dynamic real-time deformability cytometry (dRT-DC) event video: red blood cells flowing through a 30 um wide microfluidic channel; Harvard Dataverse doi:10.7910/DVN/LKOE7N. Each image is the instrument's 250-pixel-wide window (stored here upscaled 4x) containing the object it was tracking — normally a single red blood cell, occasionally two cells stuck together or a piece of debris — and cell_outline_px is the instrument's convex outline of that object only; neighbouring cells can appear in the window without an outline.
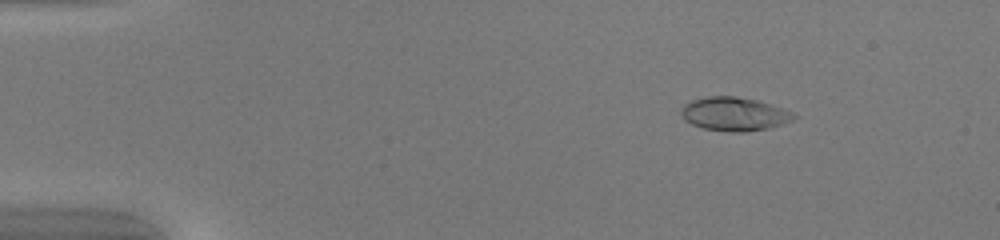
{"species": "common noctule bat (a hibernating species)", "species_latin": "Nyctalus noctula", "temperature_condition": "warm", "stored_images_in_passage": 50, "camera_frame_rate_fps": 3000, "um_per_image_px": 0.085, "animal": {"sex": "female", "body_mass_g": 20.0, "forearm_length_mm": 54.0}, "frame": {"image": 1, "passage_image": 7, "time_ms": 2.0, "image_size_px": [1000, 240], "cell_outline_px": [[796, 116], [792, 120], [784, 124], [768, 128], [744, 132], [728, 132], [704, 128], [692, 124], [684, 120], [680, 112], [684, 104], [692, 100], [708, 96], [736, 96], [756, 100], [792, 112]], "centroid_in_image_um": [62.38, 9.69], "position_along_channel_um": 22.6, "area_um2": 21.91}}
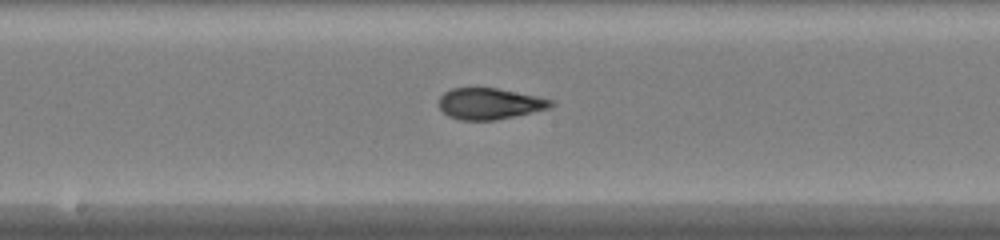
{"frame": {"image": 2, "passage_image": 27, "time_ms": 8.667, "image_size_px": [1000, 240], "cell_outline_px": [[556, 104], [548, 108], [496, 120], [460, 120], [448, 116], [440, 108], [440, 96], [444, 92], [452, 88], [496, 88], [536, 96], [552, 100]], "centroid_in_image_um": [41.6, 8.81], "position_along_channel_um": 206.6, "area_um2": 20.11}}
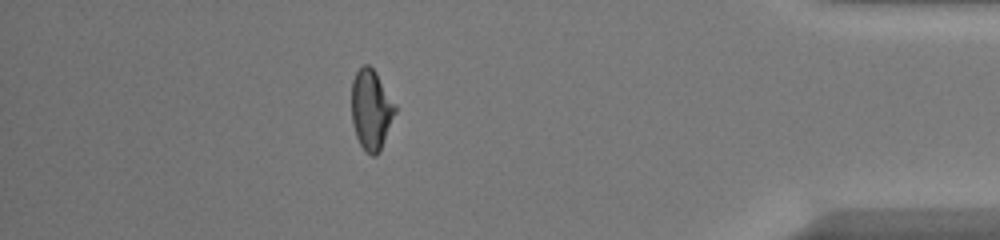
{"frame": {"image": 3, "passage_image": 44, "time_ms": 14.333, "image_size_px": [1000, 240], "cell_outline_px": [[396, 112], [380, 152], [376, 156], [372, 156], [360, 144], [356, 136], [352, 124], [352, 80], [356, 72], [364, 64], [368, 64], [376, 72], [396, 104]], "centroid_in_image_um": [31.56, 9.32], "position_along_channel_um": 403.6, "area_um2": 20.4}}